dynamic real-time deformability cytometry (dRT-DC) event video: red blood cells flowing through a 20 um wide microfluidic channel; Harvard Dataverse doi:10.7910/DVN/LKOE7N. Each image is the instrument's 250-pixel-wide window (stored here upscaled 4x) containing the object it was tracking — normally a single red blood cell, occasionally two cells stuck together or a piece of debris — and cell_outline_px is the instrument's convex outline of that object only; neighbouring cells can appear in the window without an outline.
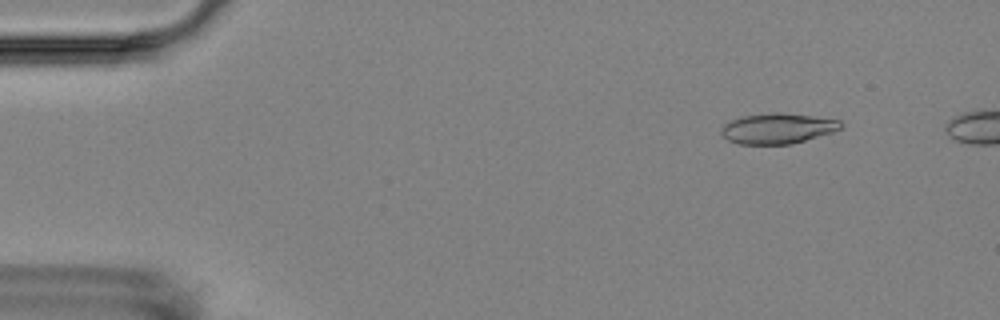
{"species": "Egyptian fruit bat (a non-hibernating species)", "species_latin": "Rousettus aegyptiacus", "temperature_condition": "room temperature", "stored_images_in_passage": 5, "camera_frame_rate_fps": 3000, "um_per_image_px": 0.085, "animal": {"sex": "female"}, "frame": {"image": 1, "passage_image": 2, "time_ms": 1.333, "image_size_px": [1000, 320], "cell_outline_px": [[844, 124], [840, 128], [832, 132], [792, 144], [740, 144], [728, 140], [720, 132], [724, 124], [740, 116], [772, 112], [780, 112], [812, 116], [840, 120]], "centroid_in_image_um": [66.09, 10.91], "position_along_channel_um": 18.9, "area_um2": 21.15}}